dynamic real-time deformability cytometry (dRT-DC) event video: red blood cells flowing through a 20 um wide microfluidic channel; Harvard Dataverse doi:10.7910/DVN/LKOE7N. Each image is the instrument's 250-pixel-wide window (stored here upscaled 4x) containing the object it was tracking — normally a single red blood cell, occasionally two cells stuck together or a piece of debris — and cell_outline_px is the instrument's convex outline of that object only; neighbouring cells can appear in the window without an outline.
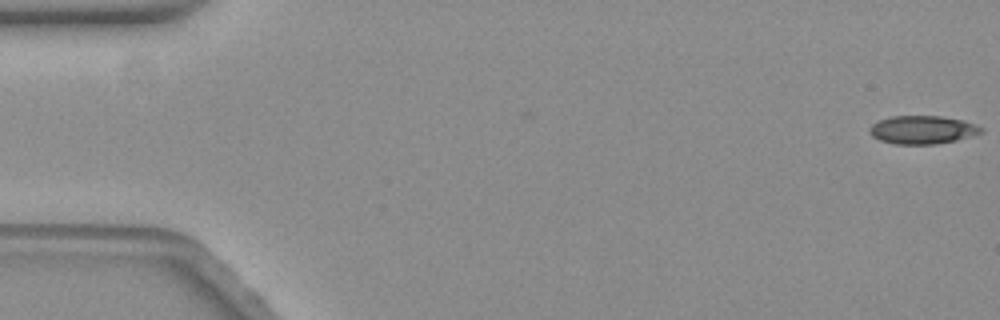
{"species": "common noctule bat (a hibernating species)", "species_latin": "Nyctalus noctula", "temperature_condition": "warm", "stored_images_in_passage": 2, "camera_frame_rate_fps": 3000, "um_per_image_px": 0.085, "animal": {"sex": "female", "body_mass_g": 19.3, "forearm_length_mm": 54.1}, "frame": {"image": 1, "passage_image": 2, "time_ms": 0.333, "image_size_px": [1000, 320], "cell_outline_px": [[984, 132], [956, 140], [936, 144], [896, 144], [880, 140], [872, 136], [868, 132], [868, 128], [872, 124], [880, 120], [892, 116], [940, 116], [964, 120], [984, 128]], "centroid_in_image_um": [78.41, 11.03], "position_along_channel_um": 6.6, "area_um2": 18.38}}